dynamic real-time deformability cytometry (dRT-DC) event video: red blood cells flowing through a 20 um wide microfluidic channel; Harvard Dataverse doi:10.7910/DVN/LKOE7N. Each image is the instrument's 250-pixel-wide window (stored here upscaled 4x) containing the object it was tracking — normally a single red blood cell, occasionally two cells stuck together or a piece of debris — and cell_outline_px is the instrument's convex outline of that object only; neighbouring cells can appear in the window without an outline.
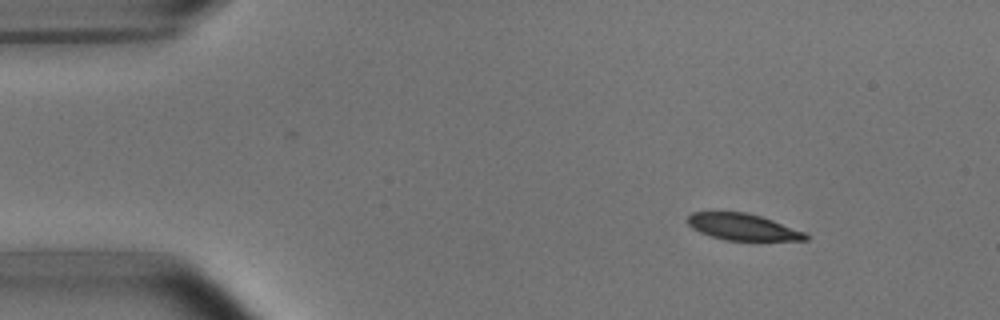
{"species": "common noctule bat (a hibernating species)", "species_latin": "Nyctalus noctula", "temperature_condition": "room temperature", "stored_images_in_passage": 5, "camera_frame_rate_fps": 3000, "um_per_image_px": 0.085, "animal": {"sex": "male", "body_mass_g": 15.6}, "frame": {"image": 1, "passage_image": 1, "time_ms": 0.0, "image_size_px": [1000, 320], "cell_outline_px": [[808, 240], [728, 240], [712, 236], [700, 232], [692, 228], [684, 220], [692, 212], [744, 212], [760, 216], [772, 220], [804, 232], [808, 236]], "centroid_in_image_um": [63.08, 19.28], "position_along_channel_um": 21.9, "area_um2": 17.98}}
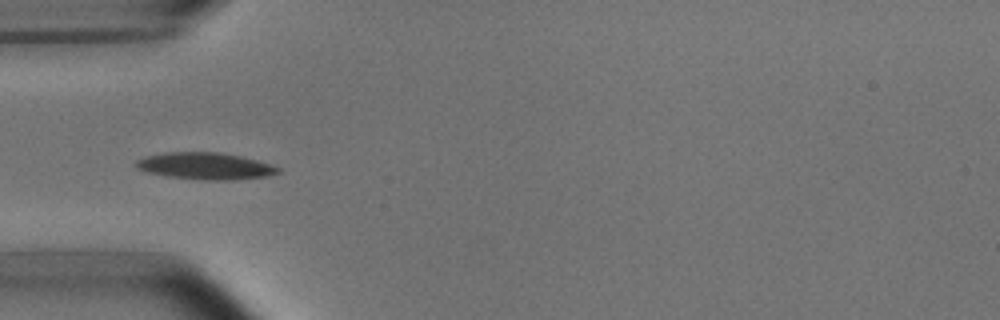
{"frame": {"image": 2, "passage_image": 4, "time_ms": 3.333, "image_size_px": [1000, 320], "cell_outline_px": [[280, 172], [268, 176], [236, 180], [204, 180], [168, 176], [148, 172], [136, 168], [136, 160], [148, 156], [164, 152], [216, 152], [240, 156], [256, 160], [280, 168]], "centroid_in_image_um": [17.46, 14.12], "position_along_channel_um": 67.5, "area_um2": 22.02}}